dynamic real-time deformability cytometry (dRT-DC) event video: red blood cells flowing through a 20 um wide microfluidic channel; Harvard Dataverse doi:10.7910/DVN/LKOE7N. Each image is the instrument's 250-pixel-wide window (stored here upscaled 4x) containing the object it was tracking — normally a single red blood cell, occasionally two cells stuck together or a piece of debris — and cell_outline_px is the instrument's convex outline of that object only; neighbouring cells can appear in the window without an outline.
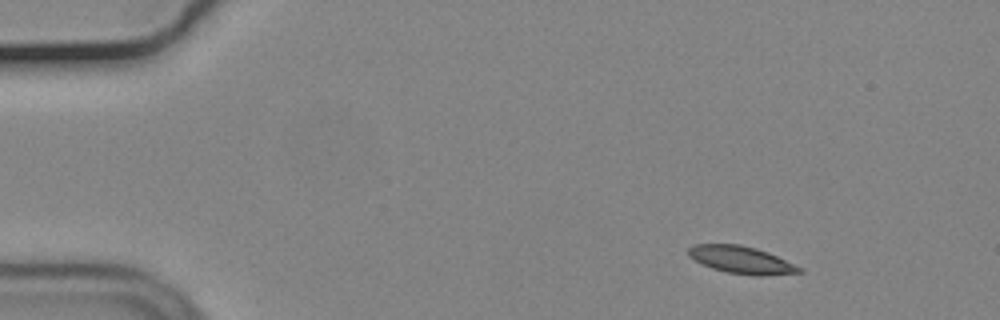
{"species": "common noctule bat (a hibernating species)", "species_latin": "Nyctalus noctula", "temperature_condition": "cold", "stored_images_in_passage": 50, "camera_frame_rate_fps": 3000, "um_per_image_px": 0.085, "animal": {"sex": "male", "body_mass_g": 19.2, "forearm_length_mm": 51.8}, "frame": {"image": 1, "passage_image": 1, "time_ms": 0.0, "image_size_px": [1000, 320], "cell_outline_px": [[804, 272], [764, 276], [756, 276], [728, 272], [712, 268], [700, 264], [688, 256], [688, 248], [692, 244], [740, 244], [756, 248], [768, 252], [804, 268]], "centroid_in_image_um": [63.02, 22.09], "position_along_channel_um": 22.0, "area_um2": 17.92}}
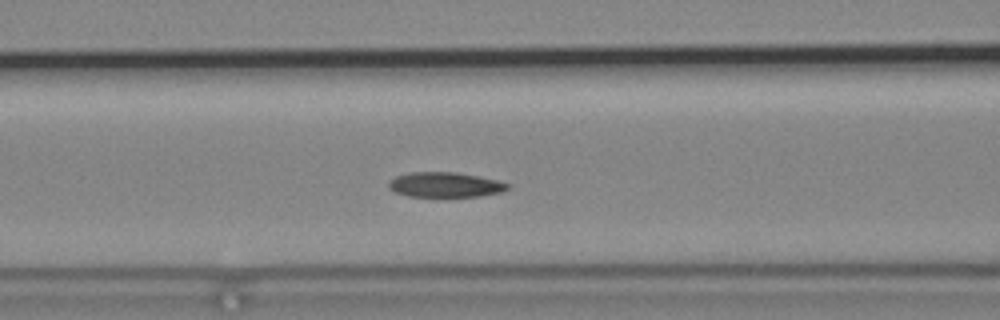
{"frame": {"image": 2, "passage_image": 17, "time_ms": 5.333, "image_size_px": [1000, 320], "cell_outline_px": [[512, 188], [504, 192], [480, 196], [408, 196], [396, 192], [388, 188], [388, 184], [396, 176], [412, 172], [456, 172], [500, 180], [512, 184]], "centroid_in_image_um": [37.94, 15.7], "position_along_channel_um": 128.7, "area_um2": 17.46}}
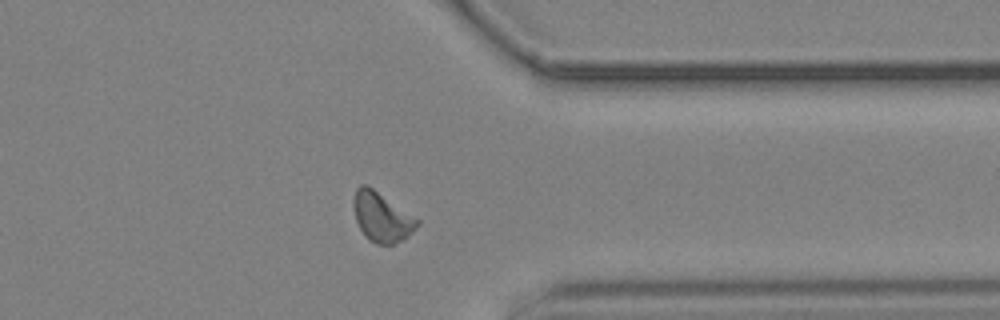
{"frame": {"image": 3, "passage_image": 38, "time_ms": 12.333, "image_size_px": [1000, 320], "cell_outline_px": [[420, 224], [408, 236], [392, 244], [376, 244], [368, 240], [360, 228], [356, 220], [352, 208], [352, 200], [356, 188], [360, 184], [368, 184], [420, 220]], "centroid_in_image_um": [32.42, 18.41], "position_along_channel_um": 379.0, "area_um2": 18.55}, "authors_computed_cell_mechanics": {"area_um2": 17.8024, "velocity_mm_per_s": 3.6712, "shape_relaxation_time_tau1_ms": 11.2048, "shape_relaxation_time_tau2_ms": 10.2668, "deformation_change_tau1": 0.1704, "deformation_change_tau2": 0.1558}}